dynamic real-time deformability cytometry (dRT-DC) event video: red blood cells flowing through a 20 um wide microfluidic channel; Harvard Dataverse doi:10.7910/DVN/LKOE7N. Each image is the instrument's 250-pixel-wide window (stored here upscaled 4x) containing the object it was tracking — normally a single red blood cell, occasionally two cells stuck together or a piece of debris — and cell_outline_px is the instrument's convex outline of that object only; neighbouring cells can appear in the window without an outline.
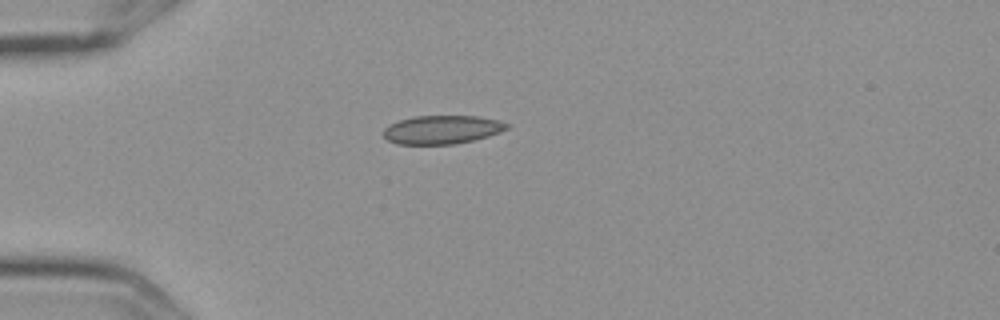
{"species": "Egyptian fruit bat (a non-hibernating species)", "species_latin": "Rousettus aegyptiacus", "temperature_condition": "cold", "stored_images_in_passage": 4, "camera_frame_rate_fps": 3000, "um_per_image_px": 0.085, "frame": {"image": 1, "passage_image": 1, "time_ms": 0.0, "image_size_px": [1000, 320], "cell_outline_px": [[508, 128], [500, 132], [488, 136], [456, 144], [396, 144], [388, 140], [380, 132], [388, 124], [400, 120], [416, 116], [476, 116], [500, 120], [508, 124]], "centroid_in_image_um": [37.54, 11.02], "position_along_channel_um": 47.5, "area_um2": 20.58}}
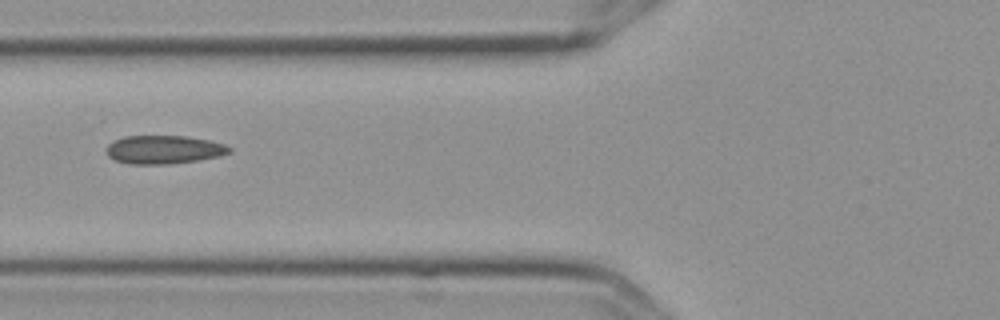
{"frame": {"image": 2, "passage_image": 3, "time_ms": 0.667, "image_size_px": [1000, 320], "cell_outline_px": [[232, 152], [220, 156], [196, 160], [164, 164], [128, 164], [116, 160], [108, 156], [104, 152], [104, 148], [112, 140], [124, 136], [188, 136], [208, 140], [224, 144], [232, 148]], "centroid_in_image_um": [13.88, 12.71], "position_along_channel_um": 111.9, "area_um2": 20.52}}
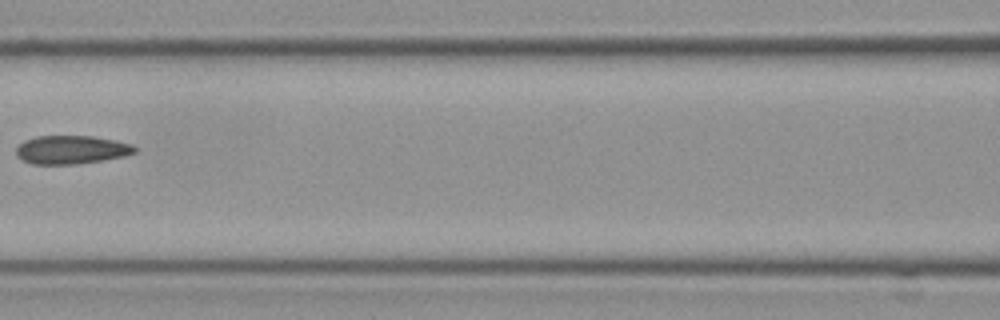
{"frame": {"image": 3, "passage_image": 4, "time_ms": 1.0, "image_size_px": [1000, 320], "cell_outline_px": [[136, 152], [124, 156], [104, 160], [76, 164], [32, 164], [16, 156], [16, 148], [24, 140], [36, 136], [92, 136], [116, 140], [132, 144], [136, 148]], "centroid_in_image_um": [6.07, 12.72], "position_along_channel_um": 160.5, "area_um2": 19.71}}